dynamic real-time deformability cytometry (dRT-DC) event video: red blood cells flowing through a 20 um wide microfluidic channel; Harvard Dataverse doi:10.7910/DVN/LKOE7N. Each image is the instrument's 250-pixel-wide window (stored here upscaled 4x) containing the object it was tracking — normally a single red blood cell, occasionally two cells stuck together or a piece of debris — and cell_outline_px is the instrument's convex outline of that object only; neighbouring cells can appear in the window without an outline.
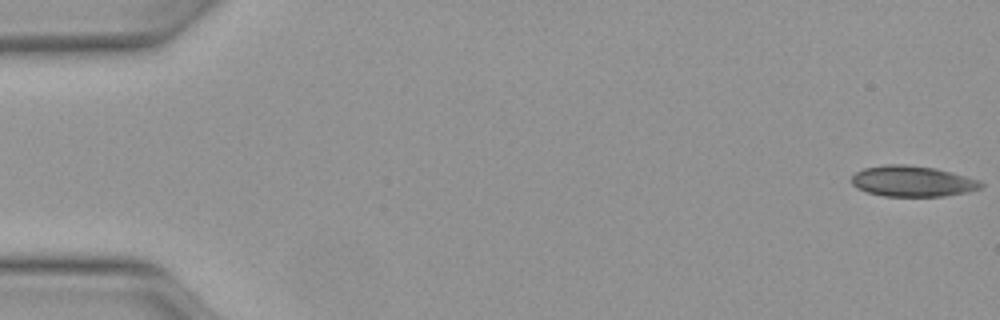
{"species": "Egyptian fruit bat (a non-hibernating species)", "species_latin": "Rousettus aegyptiacus", "temperature_condition": "warm", "stored_images_in_passage": 51, "camera_frame_rate_fps": 3000, "um_per_image_px": 0.085, "animal": {"sex": "female"}, "frame": {"image": 1, "passage_image": 1, "time_ms": 0.0, "image_size_px": [1000, 320], "cell_outline_px": [[984, 184], [980, 188], [968, 192], [944, 196], [884, 196], [868, 192], [856, 188], [852, 184], [852, 176], [856, 172], [864, 168], [884, 164], [904, 164], [936, 168], [980, 180]], "centroid_in_image_um": [77.56, 15.4], "position_along_channel_um": 7.4, "area_um2": 23.24}}
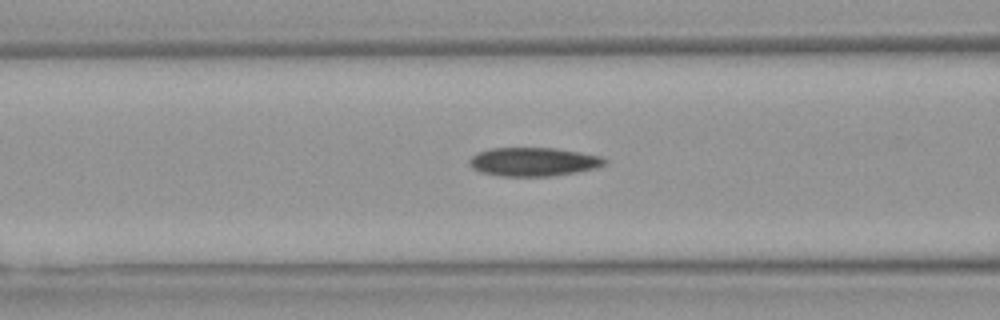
{"frame": {"image": 2, "passage_image": 20, "time_ms": 6.333, "image_size_px": [1000, 320], "cell_outline_px": [[608, 164], [596, 168], [576, 172], [552, 176], [500, 176], [480, 172], [472, 168], [468, 164], [468, 160], [476, 152], [492, 148], [556, 148], [580, 152], [600, 156], [608, 160]], "centroid_in_image_um": [45.34, 13.75], "position_along_channel_um": 121.3, "area_um2": 22.83}}
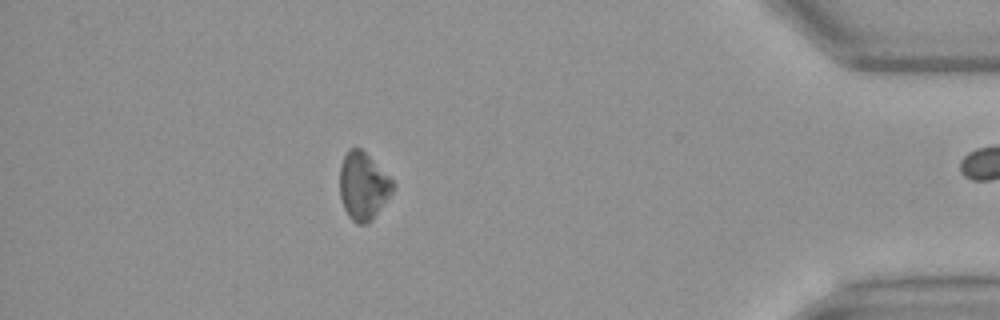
{"frame": {"image": 3, "passage_image": 44, "time_ms": 14.333, "image_size_px": [1000, 320], "cell_outline_px": [[396, 184], [392, 192], [372, 220], [368, 224], [356, 224], [348, 216], [344, 208], [340, 196], [340, 164], [348, 148], [360, 148]], "centroid_in_image_um": [30.85, 15.84], "position_along_channel_um": 404.4, "area_um2": 20.69}, "authors_computed_cell_mechanics": {"area_um2": 22.542, "velocity_mm_per_s": 4.1289, "shape_relaxation_time_tau1_ms": 7.057, "shape_relaxation_time_tau2_ms": null, "deformation_change_tau1": 0.1063, "deformation_change_tau2": null}}